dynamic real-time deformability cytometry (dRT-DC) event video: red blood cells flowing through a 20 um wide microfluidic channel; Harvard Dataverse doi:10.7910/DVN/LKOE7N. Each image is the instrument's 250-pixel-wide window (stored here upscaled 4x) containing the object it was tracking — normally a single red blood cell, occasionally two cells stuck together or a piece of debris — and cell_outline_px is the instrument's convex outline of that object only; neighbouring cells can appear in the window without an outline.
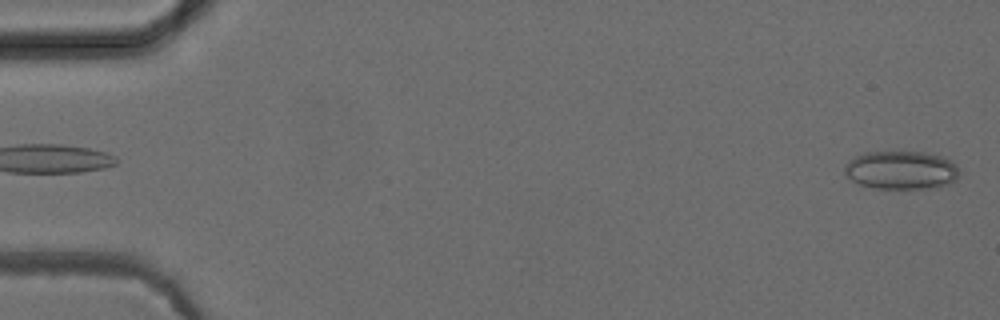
{"species": "common noctule bat (a hibernating species)", "species_latin": "Nyctalus noctula", "temperature_condition": "cold", "stored_images_in_passage": 51, "camera_frame_rate_fps": 3000, "um_per_image_px": 0.085, "animal": {"sex": "female", "body_mass_g": 24.6, "forearm_length_mm": 56.2}, "frame": {"image": 1, "passage_image": 1, "time_ms": 0.0, "image_size_px": [1000, 320], "cell_outline_px": [[960, 172], [956, 180], [948, 184], [928, 188], [876, 188], [860, 184], [852, 180], [844, 172], [844, 168], [848, 160], [864, 152], [924, 152], [944, 156], [952, 160], [956, 164]], "centroid_in_image_um": [76.63, 14.44], "position_along_channel_um": 8.4, "area_um2": 25.72}}
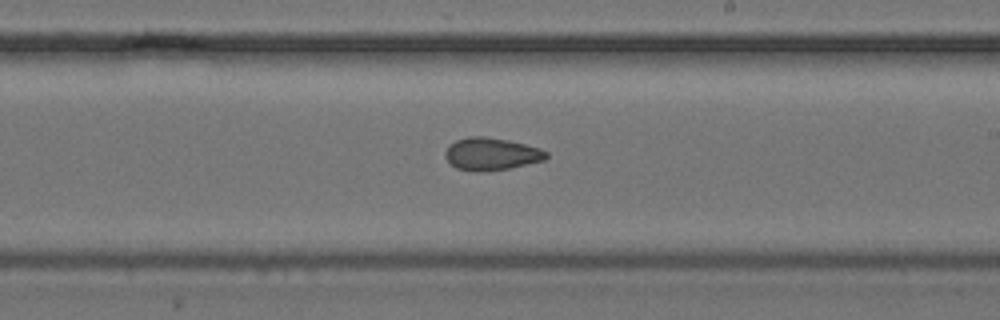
{"frame": {"image": 2, "passage_image": 30, "time_ms": 9.667, "image_size_px": [1000, 320], "cell_outline_px": [[548, 156], [544, 160], [508, 168], [480, 172], [476, 172], [456, 168], [444, 156], [444, 152], [456, 140], [468, 136], [484, 136], [508, 140], [540, 148], [548, 152]], "centroid_in_image_um": [41.76, 13.08], "position_along_channel_um": 247.2, "area_um2": 18.96}}
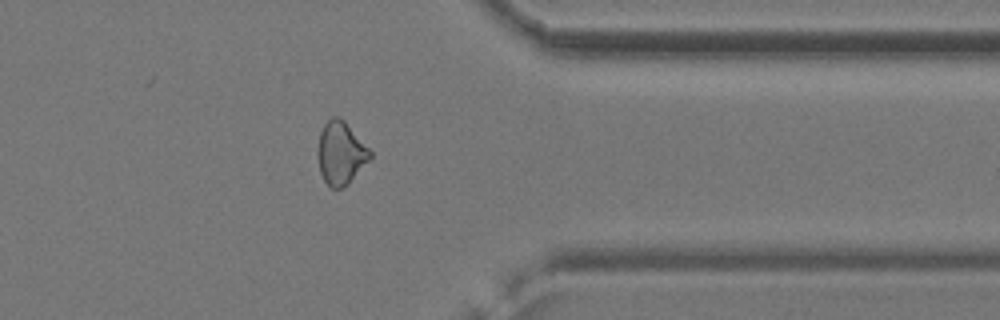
{"frame": {"image": 3, "passage_image": 41, "time_ms": 13.333, "image_size_px": [1000, 320], "cell_outline_px": [[372, 156], [348, 184], [344, 188], [332, 188], [324, 180], [320, 172], [316, 156], [316, 152], [320, 132], [324, 124], [332, 116], [340, 116], [344, 120], [372, 152]], "centroid_in_image_um": [28.93, 13.0], "position_along_channel_um": 382.5, "area_um2": 19.25}, "authors_computed_cell_mechanics": {"area_um2": 19.941, "velocity_mm_per_s": 3.965, "shape_relaxation_time_tau1_ms": null, "shape_relaxation_time_tau2_ms": 3.6037, "deformation_change_tau1": null, "deformation_change_tau2": 0.1017}}